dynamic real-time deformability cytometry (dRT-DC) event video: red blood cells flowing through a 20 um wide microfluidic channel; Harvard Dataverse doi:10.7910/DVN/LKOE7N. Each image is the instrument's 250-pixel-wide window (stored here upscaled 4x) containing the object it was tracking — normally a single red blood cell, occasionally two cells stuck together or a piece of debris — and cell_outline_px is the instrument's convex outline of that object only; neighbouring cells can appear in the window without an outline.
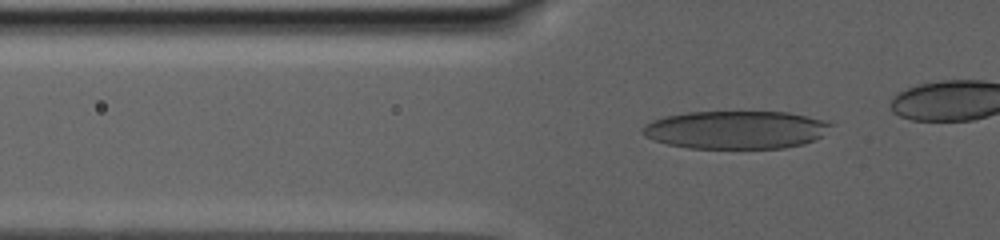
{"species": "human", "species_latin": "Homo sapiens", "temperature_condition": "warm", "stored_images_in_passage": 71, "camera_frame_rate_fps": 3000, "um_per_image_px": 0.085, "donor": {"sex": "male"}, "frame": {"image": 1, "passage_image": 28, "time_ms": 6.333, "image_size_px": [1000, 240], "cell_outline_px": [[832, 124], [816, 140], [804, 144], [784, 148], [688, 148], [668, 144], [644, 136], [644, 124], [652, 120], [664, 116], [688, 112], [788, 112], [808, 116], [824, 120]], "centroid_in_image_um": [62.55, 11.03], "position_along_channel_um": 63.3, "area_um2": 41.56}}
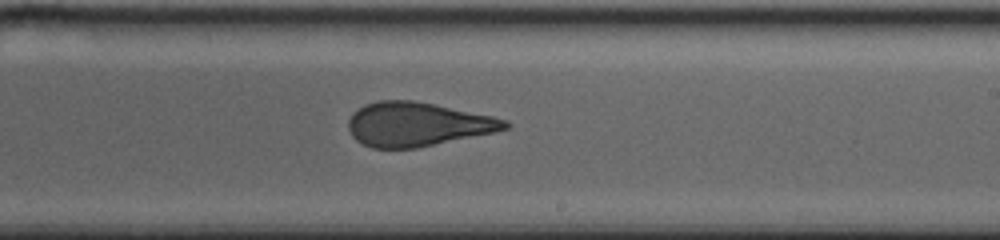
{"frame": {"image": 2, "passage_image": 50, "time_ms": 13.667, "image_size_px": [1000, 240], "cell_outline_px": [[512, 124], [508, 128], [492, 132], [416, 148], [372, 148], [356, 140], [352, 136], [348, 128], [348, 120], [352, 112], [364, 104], [380, 100], [412, 100], [492, 116], [508, 120]], "centroid_in_image_um": [35.43, 10.56], "position_along_channel_um": 253.6, "area_um2": 39.82}}
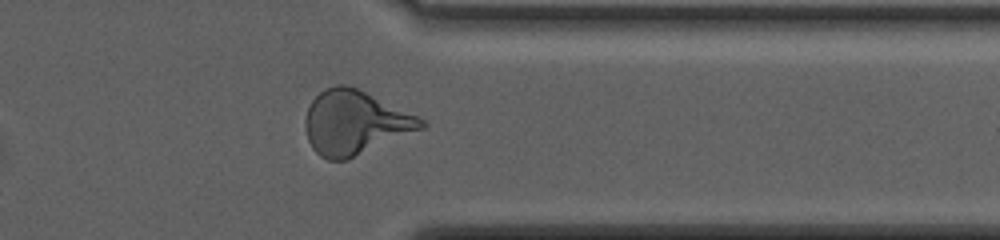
{"frame": {"image": 3, "passage_image": 66, "time_ms": 18.333, "image_size_px": [1000, 240], "cell_outline_px": [[428, 124], [424, 128], [344, 160], [328, 160], [320, 156], [312, 148], [308, 140], [304, 128], [304, 120], [308, 108], [312, 100], [324, 88], [336, 84], [348, 84], [416, 116], [424, 120]], "centroid_in_image_um": [30.11, 10.41], "position_along_channel_um": 381.3, "area_um2": 42.66}}